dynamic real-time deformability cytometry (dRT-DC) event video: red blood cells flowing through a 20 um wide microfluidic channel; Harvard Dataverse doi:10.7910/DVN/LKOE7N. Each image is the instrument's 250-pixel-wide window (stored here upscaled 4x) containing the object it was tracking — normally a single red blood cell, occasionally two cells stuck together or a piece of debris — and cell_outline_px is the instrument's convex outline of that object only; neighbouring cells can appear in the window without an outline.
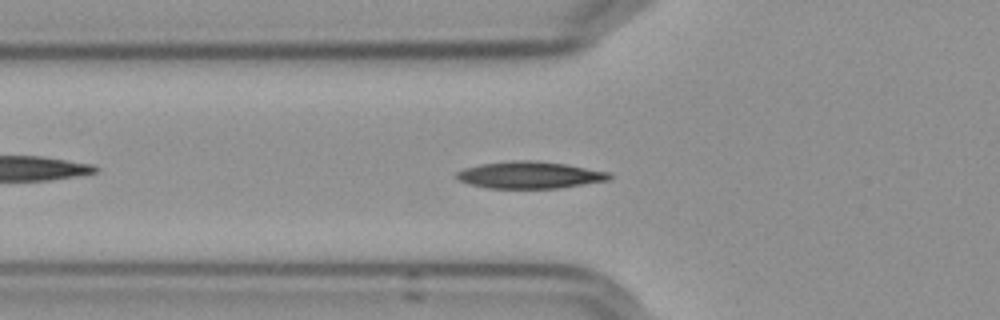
{"species": "Egyptian fruit bat (a non-hibernating species)", "species_latin": "Rousettus aegyptiacus", "temperature_condition": "cold", "stored_images_in_passage": 56, "camera_frame_rate_fps": 3000, "um_per_image_px": 0.085, "frame": {"image": 1, "passage_image": 20, "time_ms": 6.333, "image_size_px": [1000, 320], "cell_outline_px": [[612, 176], [608, 180], [560, 188], [488, 188], [468, 184], [460, 180], [456, 176], [456, 172], [464, 168], [480, 164], [512, 160], [536, 160], [568, 164], [608, 172]], "centroid_in_image_um": [45.01, 14.87], "position_along_channel_um": 80.8, "area_um2": 24.04}}
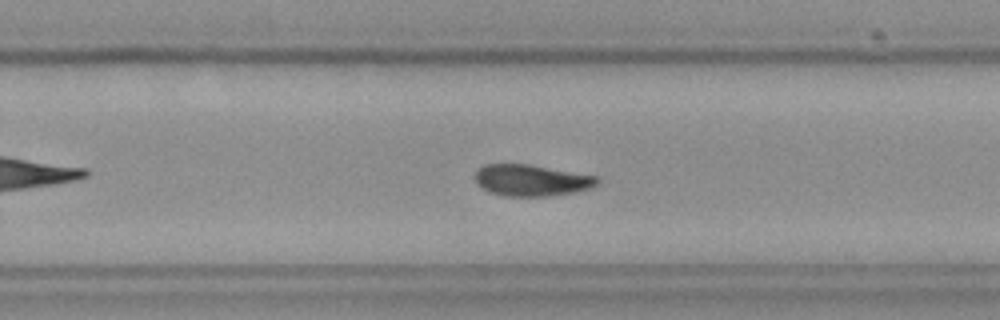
{"frame": {"image": 2, "passage_image": 37, "time_ms": 12.0, "image_size_px": [1000, 320], "cell_outline_px": [[600, 180], [596, 184], [588, 188], [576, 192], [548, 196], [504, 196], [492, 192], [484, 188], [476, 180], [476, 168], [484, 164], [528, 164], [596, 176]], "centroid_in_image_um": [45.16, 15.32], "position_along_channel_um": 284.6, "area_um2": 22.08}}
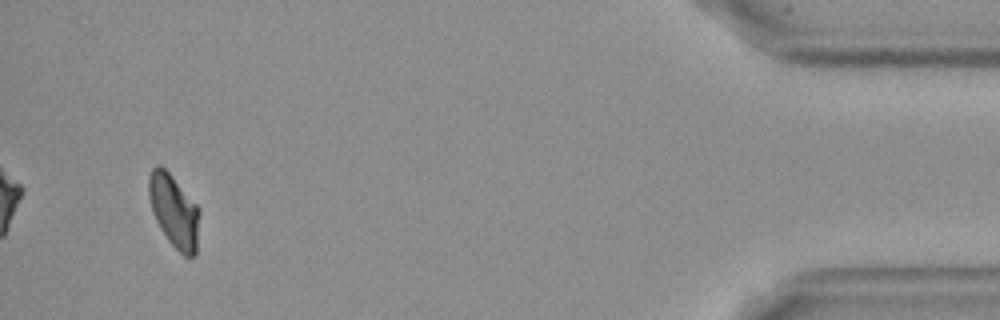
{"frame": {"image": 3, "passage_image": 54, "time_ms": 17.667, "image_size_px": [1000, 320], "cell_outline_px": [[200, 212], [196, 256], [184, 256], [168, 240], [160, 228], [152, 212], [148, 192], [148, 176], [152, 168], [156, 164], [160, 164], [172, 176], [200, 208]], "centroid_in_image_um": [14.79, 17.92], "position_along_channel_um": 420.4, "area_um2": 21.62}, "authors_computed_cell_mechanics": {"area_um2": 22.0796, "velocity_mm_per_s": 3.5837, "shape_relaxation_time_tau1_ms": 4.4626, "shape_relaxation_time_tau2_ms": null, "deformation_change_tau1": 0.1241, "deformation_change_tau2": null}}